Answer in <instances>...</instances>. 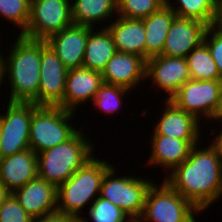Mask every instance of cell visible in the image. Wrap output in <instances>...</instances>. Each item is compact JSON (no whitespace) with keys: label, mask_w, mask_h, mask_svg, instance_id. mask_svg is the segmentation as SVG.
Wrapping results in <instances>:
<instances>
[{"label":"cell","mask_w":222,"mask_h":222,"mask_svg":"<svg viewBox=\"0 0 222 222\" xmlns=\"http://www.w3.org/2000/svg\"><path fill=\"white\" fill-rule=\"evenodd\" d=\"M117 11L118 0H71V16L74 25L95 28L99 23L100 28L105 20L116 18Z\"/></svg>","instance_id":"23"},{"label":"cell","mask_w":222,"mask_h":222,"mask_svg":"<svg viewBox=\"0 0 222 222\" xmlns=\"http://www.w3.org/2000/svg\"><path fill=\"white\" fill-rule=\"evenodd\" d=\"M147 79L152 81L158 91H165V100H170L191 79L187 59L165 55L152 57L146 61Z\"/></svg>","instance_id":"12"},{"label":"cell","mask_w":222,"mask_h":222,"mask_svg":"<svg viewBox=\"0 0 222 222\" xmlns=\"http://www.w3.org/2000/svg\"><path fill=\"white\" fill-rule=\"evenodd\" d=\"M178 108L202 118L217 119L222 111V80H188L170 99Z\"/></svg>","instance_id":"8"},{"label":"cell","mask_w":222,"mask_h":222,"mask_svg":"<svg viewBox=\"0 0 222 222\" xmlns=\"http://www.w3.org/2000/svg\"><path fill=\"white\" fill-rule=\"evenodd\" d=\"M161 183L153 182L148 189L138 222H197L195 216L201 211L164 179Z\"/></svg>","instance_id":"6"},{"label":"cell","mask_w":222,"mask_h":222,"mask_svg":"<svg viewBox=\"0 0 222 222\" xmlns=\"http://www.w3.org/2000/svg\"><path fill=\"white\" fill-rule=\"evenodd\" d=\"M87 210L89 219L85 218L83 214L79 222H88V220L91 222H130L132 220L123 210L100 196L93 201Z\"/></svg>","instance_id":"27"},{"label":"cell","mask_w":222,"mask_h":222,"mask_svg":"<svg viewBox=\"0 0 222 222\" xmlns=\"http://www.w3.org/2000/svg\"><path fill=\"white\" fill-rule=\"evenodd\" d=\"M96 27L89 33L84 61L82 66L92 71L102 73L103 69L117 52L113 37L107 28Z\"/></svg>","instance_id":"24"},{"label":"cell","mask_w":222,"mask_h":222,"mask_svg":"<svg viewBox=\"0 0 222 222\" xmlns=\"http://www.w3.org/2000/svg\"><path fill=\"white\" fill-rule=\"evenodd\" d=\"M130 222H138V220H134V219H132Z\"/></svg>","instance_id":"39"},{"label":"cell","mask_w":222,"mask_h":222,"mask_svg":"<svg viewBox=\"0 0 222 222\" xmlns=\"http://www.w3.org/2000/svg\"><path fill=\"white\" fill-rule=\"evenodd\" d=\"M131 90L108 83H103L100 89L96 92L95 97L92 101L95 109H100L104 114L115 115L116 110L121 108L122 99L126 97V94L130 93Z\"/></svg>","instance_id":"28"},{"label":"cell","mask_w":222,"mask_h":222,"mask_svg":"<svg viewBox=\"0 0 222 222\" xmlns=\"http://www.w3.org/2000/svg\"><path fill=\"white\" fill-rule=\"evenodd\" d=\"M211 53L213 60L222 78V31L215 26H208L204 35V41Z\"/></svg>","instance_id":"32"},{"label":"cell","mask_w":222,"mask_h":222,"mask_svg":"<svg viewBox=\"0 0 222 222\" xmlns=\"http://www.w3.org/2000/svg\"><path fill=\"white\" fill-rule=\"evenodd\" d=\"M12 192L0 181V207Z\"/></svg>","instance_id":"36"},{"label":"cell","mask_w":222,"mask_h":222,"mask_svg":"<svg viewBox=\"0 0 222 222\" xmlns=\"http://www.w3.org/2000/svg\"><path fill=\"white\" fill-rule=\"evenodd\" d=\"M9 47L4 59V79L10 84L9 101L38 105L41 68V40L21 35Z\"/></svg>","instance_id":"2"},{"label":"cell","mask_w":222,"mask_h":222,"mask_svg":"<svg viewBox=\"0 0 222 222\" xmlns=\"http://www.w3.org/2000/svg\"><path fill=\"white\" fill-rule=\"evenodd\" d=\"M13 194L33 218L57 211V187L39 176L16 189Z\"/></svg>","instance_id":"18"},{"label":"cell","mask_w":222,"mask_h":222,"mask_svg":"<svg viewBox=\"0 0 222 222\" xmlns=\"http://www.w3.org/2000/svg\"><path fill=\"white\" fill-rule=\"evenodd\" d=\"M37 177L38 158L33 150L0 158V181L12 193Z\"/></svg>","instance_id":"20"},{"label":"cell","mask_w":222,"mask_h":222,"mask_svg":"<svg viewBox=\"0 0 222 222\" xmlns=\"http://www.w3.org/2000/svg\"><path fill=\"white\" fill-rule=\"evenodd\" d=\"M75 113L59 106L38 105L30 122V149L38 154L69 140L80 129L71 122Z\"/></svg>","instance_id":"5"},{"label":"cell","mask_w":222,"mask_h":222,"mask_svg":"<svg viewBox=\"0 0 222 222\" xmlns=\"http://www.w3.org/2000/svg\"><path fill=\"white\" fill-rule=\"evenodd\" d=\"M30 216L19 204L13 193L6 199L0 207V222H32Z\"/></svg>","instance_id":"31"},{"label":"cell","mask_w":222,"mask_h":222,"mask_svg":"<svg viewBox=\"0 0 222 222\" xmlns=\"http://www.w3.org/2000/svg\"><path fill=\"white\" fill-rule=\"evenodd\" d=\"M163 5H165V0H118L116 16L144 19L158 11Z\"/></svg>","instance_id":"30"},{"label":"cell","mask_w":222,"mask_h":222,"mask_svg":"<svg viewBox=\"0 0 222 222\" xmlns=\"http://www.w3.org/2000/svg\"><path fill=\"white\" fill-rule=\"evenodd\" d=\"M207 27L202 21L176 16L167 33L162 55L186 58L204 41Z\"/></svg>","instance_id":"13"},{"label":"cell","mask_w":222,"mask_h":222,"mask_svg":"<svg viewBox=\"0 0 222 222\" xmlns=\"http://www.w3.org/2000/svg\"><path fill=\"white\" fill-rule=\"evenodd\" d=\"M4 52L1 51L0 49V87H2V83L4 82V59H5V54L3 55ZM4 56V57H3Z\"/></svg>","instance_id":"37"},{"label":"cell","mask_w":222,"mask_h":222,"mask_svg":"<svg viewBox=\"0 0 222 222\" xmlns=\"http://www.w3.org/2000/svg\"><path fill=\"white\" fill-rule=\"evenodd\" d=\"M81 128L66 142L37 154L40 178L58 187L93 157L95 144Z\"/></svg>","instance_id":"3"},{"label":"cell","mask_w":222,"mask_h":222,"mask_svg":"<svg viewBox=\"0 0 222 222\" xmlns=\"http://www.w3.org/2000/svg\"><path fill=\"white\" fill-rule=\"evenodd\" d=\"M37 106L33 102L8 101L5 114L0 113V158L30 149V122Z\"/></svg>","instance_id":"10"},{"label":"cell","mask_w":222,"mask_h":222,"mask_svg":"<svg viewBox=\"0 0 222 222\" xmlns=\"http://www.w3.org/2000/svg\"><path fill=\"white\" fill-rule=\"evenodd\" d=\"M31 0H0V17L19 27L21 35L27 27Z\"/></svg>","instance_id":"29"},{"label":"cell","mask_w":222,"mask_h":222,"mask_svg":"<svg viewBox=\"0 0 222 222\" xmlns=\"http://www.w3.org/2000/svg\"><path fill=\"white\" fill-rule=\"evenodd\" d=\"M172 2V3H170ZM173 2L175 3L173 4ZM178 17L191 18L204 22L208 26L214 25L217 14L218 0H165Z\"/></svg>","instance_id":"25"},{"label":"cell","mask_w":222,"mask_h":222,"mask_svg":"<svg viewBox=\"0 0 222 222\" xmlns=\"http://www.w3.org/2000/svg\"><path fill=\"white\" fill-rule=\"evenodd\" d=\"M103 28L111 33L117 51L136 54L145 59L146 34L142 19L117 16Z\"/></svg>","instance_id":"21"},{"label":"cell","mask_w":222,"mask_h":222,"mask_svg":"<svg viewBox=\"0 0 222 222\" xmlns=\"http://www.w3.org/2000/svg\"><path fill=\"white\" fill-rule=\"evenodd\" d=\"M115 170L118 169L113 164L105 173L100 197L112 202L131 219L138 220L144 210L147 191L154 181L127 174L118 177Z\"/></svg>","instance_id":"7"},{"label":"cell","mask_w":222,"mask_h":222,"mask_svg":"<svg viewBox=\"0 0 222 222\" xmlns=\"http://www.w3.org/2000/svg\"><path fill=\"white\" fill-rule=\"evenodd\" d=\"M94 28L72 25L49 36L45 42L69 69L82 67L89 33Z\"/></svg>","instance_id":"14"},{"label":"cell","mask_w":222,"mask_h":222,"mask_svg":"<svg viewBox=\"0 0 222 222\" xmlns=\"http://www.w3.org/2000/svg\"><path fill=\"white\" fill-rule=\"evenodd\" d=\"M104 83L100 72L85 67L69 69L63 100L57 105L63 109L76 112L80 105L93 101L96 92ZM79 106V107H77Z\"/></svg>","instance_id":"15"},{"label":"cell","mask_w":222,"mask_h":222,"mask_svg":"<svg viewBox=\"0 0 222 222\" xmlns=\"http://www.w3.org/2000/svg\"><path fill=\"white\" fill-rule=\"evenodd\" d=\"M199 145L163 179L203 212L222 198V159L209 145Z\"/></svg>","instance_id":"1"},{"label":"cell","mask_w":222,"mask_h":222,"mask_svg":"<svg viewBox=\"0 0 222 222\" xmlns=\"http://www.w3.org/2000/svg\"><path fill=\"white\" fill-rule=\"evenodd\" d=\"M222 128L219 129V131L217 129H215L217 131V133L213 132L214 130L212 129V133L215 135L214 137L210 138V143L209 146L219 155V157L222 159ZM213 141H212V140ZM212 141V143H211Z\"/></svg>","instance_id":"34"},{"label":"cell","mask_w":222,"mask_h":222,"mask_svg":"<svg viewBox=\"0 0 222 222\" xmlns=\"http://www.w3.org/2000/svg\"><path fill=\"white\" fill-rule=\"evenodd\" d=\"M72 25L71 0H31L29 21L21 36L46 40Z\"/></svg>","instance_id":"9"},{"label":"cell","mask_w":222,"mask_h":222,"mask_svg":"<svg viewBox=\"0 0 222 222\" xmlns=\"http://www.w3.org/2000/svg\"><path fill=\"white\" fill-rule=\"evenodd\" d=\"M101 74L105 83L138 90L139 83L146 80V60L136 54L117 51Z\"/></svg>","instance_id":"16"},{"label":"cell","mask_w":222,"mask_h":222,"mask_svg":"<svg viewBox=\"0 0 222 222\" xmlns=\"http://www.w3.org/2000/svg\"><path fill=\"white\" fill-rule=\"evenodd\" d=\"M32 222H79V218L56 211L41 217L33 218Z\"/></svg>","instance_id":"33"},{"label":"cell","mask_w":222,"mask_h":222,"mask_svg":"<svg viewBox=\"0 0 222 222\" xmlns=\"http://www.w3.org/2000/svg\"><path fill=\"white\" fill-rule=\"evenodd\" d=\"M93 156L67 181L57 187V211L81 218V211L100 196L105 173L113 166ZM90 204V205H89Z\"/></svg>","instance_id":"4"},{"label":"cell","mask_w":222,"mask_h":222,"mask_svg":"<svg viewBox=\"0 0 222 222\" xmlns=\"http://www.w3.org/2000/svg\"><path fill=\"white\" fill-rule=\"evenodd\" d=\"M213 26L222 31V0H218L217 14Z\"/></svg>","instance_id":"35"},{"label":"cell","mask_w":222,"mask_h":222,"mask_svg":"<svg viewBox=\"0 0 222 222\" xmlns=\"http://www.w3.org/2000/svg\"><path fill=\"white\" fill-rule=\"evenodd\" d=\"M149 142L152 151L147 164L155 168L159 166L162 170L165 168L168 175L188 158L191 148L200 144L201 140H180L152 133Z\"/></svg>","instance_id":"19"},{"label":"cell","mask_w":222,"mask_h":222,"mask_svg":"<svg viewBox=\"0 0 222 222\" xmlns=\"http://www.w3.org/2000/svg\"><path fill=\"white\" fill-rule=\"evenodd\" d=\"M164 104L165 108L153 126V133L180 140H201L202 125L194 115L178 108L170 100H165Z\"/></svg>","instance_id":"17"},{"label":"cell","mask_w":222,"mask_h":222,"mask_svg":"<svg viewBox=\"0 0 222 222\" xmlns=\"http://www.w3.org/2000/svg\"><path fill=\"white\" fill-rule=\"evenodd\" d=\"M217 120H218V121L221 120L219 123H220V124L222 123V112L219 113V115H218L216 121H217ZM221 126H222V124H221Z\"/></svg>","instance_id":"38"},{"label":"cell","mask_w":222,"mask_h":222,"mask_svg":"<svg viewBox=\"0 0 222 222\" xmlns=\"http://www.w3.org/2000/svg\"><path fill=\"white\" fill-rule=\"evenodd\" d=\"M68 69L49 47L41 40V68L38 105L57 106L64 98Z\"/></svg>","instance_id":"11"},{"label":"cell","mask_w":222,"mask_h":222,"mask_svg":"<svg viewBox=\"0 0 222 222\" xmlns=\"http://www.w3.org/2000/svg\"><path fill=\"white\" fill-rule=\"evenodd\" d=\"M177 15L166 4L142 19L145 27V60L162 55L167 33Z\"/></svg>","instance_id":"22"},{"label":"cell","mask_w":222,"mask_h":222,"mask_svg":"<svg viewBox=\"0 0 222 222\" xmlns=\"http://www.w3.org/2000/svg\"><path fill=\"white\" fill-rule=\"evenodd\" d=\"M192 80H222L208 46L202 42L186 57Z\"/></svg>","instance_id":"26"}]
</instances>
